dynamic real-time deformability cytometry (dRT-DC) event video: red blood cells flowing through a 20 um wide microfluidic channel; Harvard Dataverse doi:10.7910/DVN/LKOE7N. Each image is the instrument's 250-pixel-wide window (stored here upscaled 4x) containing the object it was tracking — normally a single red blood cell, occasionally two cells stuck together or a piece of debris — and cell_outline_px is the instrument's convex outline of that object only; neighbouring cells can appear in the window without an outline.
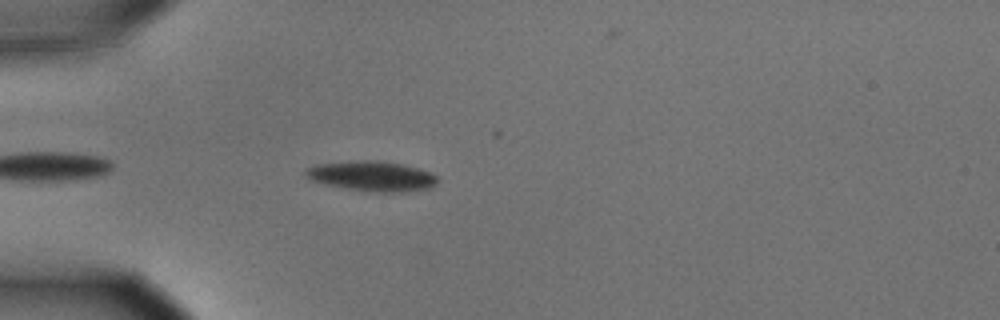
{"species": "common noctule bat (a hibernating species)", "species_latin": "Nyctalus noctula", "temperature_condition": "cold", "stored_images_in_passage": 24, "camera_frame_rate_fps": 3000, "um_per_image_px": 0.085, "animal": {"sex": "male", "body_mass_g": 15.6}, "frame": {"image": 1, "passage_image": 4, "time_ms": 1.0, "image_size_px": [1000, 320], "cell_outline_px": [[440, 180], [432, 188], [404, 192], [376, 192], [344, 188], [312, 180], [304, 172], [308, 168], [316, 164], [348, 160], [380, 160], [400, 164], [416, 168], [428, 172], [436, 176]], "centroid_in_image_um": [31.64, 14.96], "position_along_channel_um": 53.4, "area_um2": 23.06}}
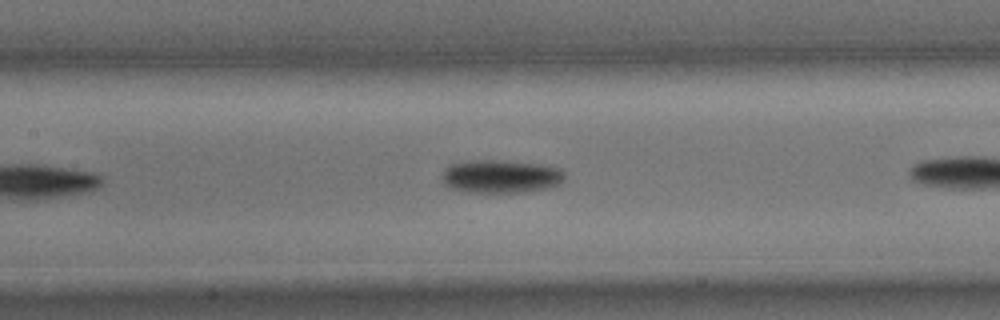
{"frame": {"image": 2, "passage_image": 11, "time_ms": 3.333, "image_size_px": [1000, 320], "cell_outline_px": [[564, 180], [556, 184], [544, 188], [524, 192], [468, 192], [448, 188], [444, 184], [444, 168], [448, 164], [472, 160], [496, 160], [540, 164], [560, 168], [564, 172]], "centroid_in_image_um": [42.53, 14.99], "position_along_channel_um": 164.9, "area_um2": 23.58}}